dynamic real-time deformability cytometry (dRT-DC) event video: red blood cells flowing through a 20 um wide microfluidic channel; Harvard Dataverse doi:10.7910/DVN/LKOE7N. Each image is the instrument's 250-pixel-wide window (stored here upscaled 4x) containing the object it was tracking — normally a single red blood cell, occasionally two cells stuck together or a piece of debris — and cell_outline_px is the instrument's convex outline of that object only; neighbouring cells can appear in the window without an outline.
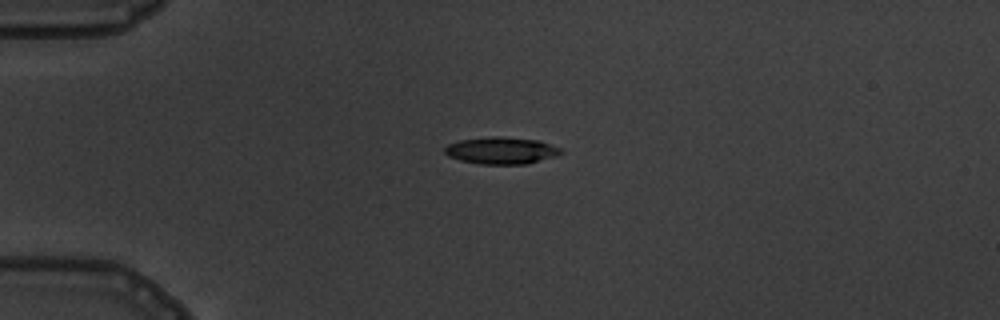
{"species": "common noctule bat (a hibernating species)", "species_latin": "Nyctalus noctula", "temperature_condition": "warm", "stored_images_in_passage": 3, "camera_frame_rate_fps": 3000, "um_per_image_px": 0.085, "animal": {"sex": "male", "body_mass_g": 19.5, "forearm_length_mm": 54.6}, "frame": {"image": 1, "passage_image": 1, "time_ms": 0.0, "image_size_px": [1000, 320], "cell_outline_px": [[564, 152], [556, 156], [528, 164], [480, 164], [460, 160], [448, 156], [444, 152], [444, 148], [448, 144], [460, 140], [492, 136], [500, 136], [540, 140], [560, 148]], "centroid_in_image_um": [42.63, 12.79], "position_along_channel_um": 42.4, "area_um2": 18.38}}